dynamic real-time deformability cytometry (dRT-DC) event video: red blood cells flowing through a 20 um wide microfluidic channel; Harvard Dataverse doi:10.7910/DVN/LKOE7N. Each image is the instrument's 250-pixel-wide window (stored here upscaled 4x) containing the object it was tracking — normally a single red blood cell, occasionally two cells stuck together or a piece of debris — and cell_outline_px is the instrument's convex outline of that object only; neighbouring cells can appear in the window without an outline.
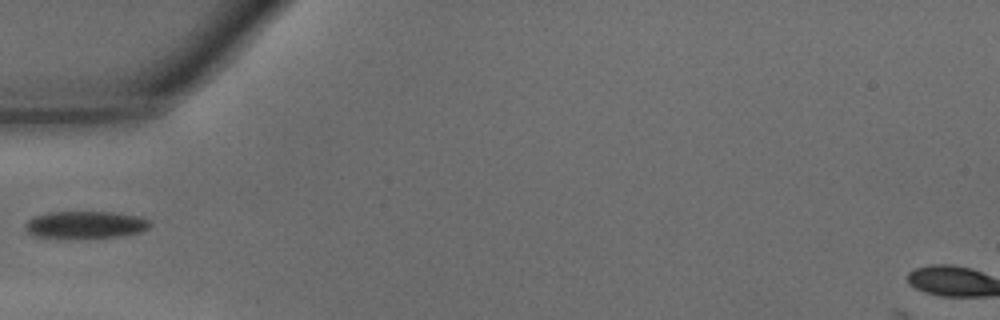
{"species": "common noctule bat (a hibernating species)", "species_latin": "Nyctalus noctula", "temperature_condition": "warm", "stored_images_in_passage": 29, "camera_frame_rate_fps": 3000, "um_per_image_px": 0.085, "animal": {"sex": "male", "body_mass_g": 15.6}, "frame": {"image": 1, "passage_image": 1, "time_ms": 0.0, "image_size_px": [1000, 320], "cell_outline_px": [[152, 224], [148, 228], [140, 232], [120, 236], [40, 236], [32, 232], [24, 224], [28, 220], [36, 216], [48, 212], [112, 212], [136, 216], [148, 220]], "centroid_in_image_um": [7.34, 19.06], "position_along_channel_um": 77.7, "area_um2": 18.73}}
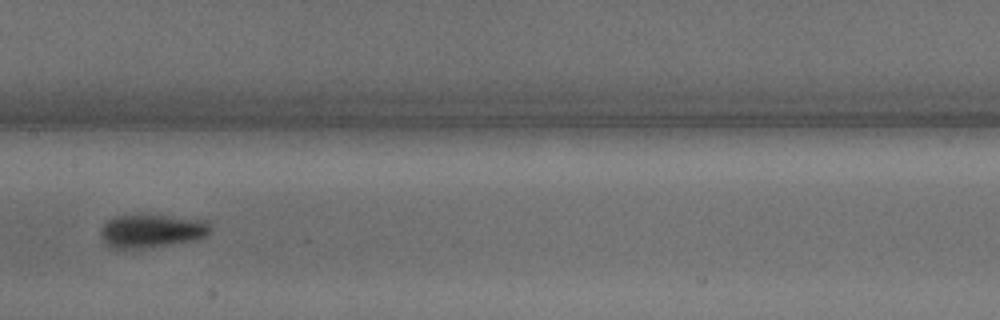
{"frame": {"image": 2, "passage_image": 9, "time_ms": 2.667, "image_size_px": [1000, 320], "cell_outline_px": [[212, 232], [208, 236], [192, 240], [172, 244], [144, 248], [112, 248], [104, 240], [100, 232], [104, 224], [108, 220], [116, 216], [164, 216], [204, 220], [212, 228]], "centroid_in_image_um": [12.93, 19.64], "position_along_channel_um": 194.5, "area_um2": 20.81}}
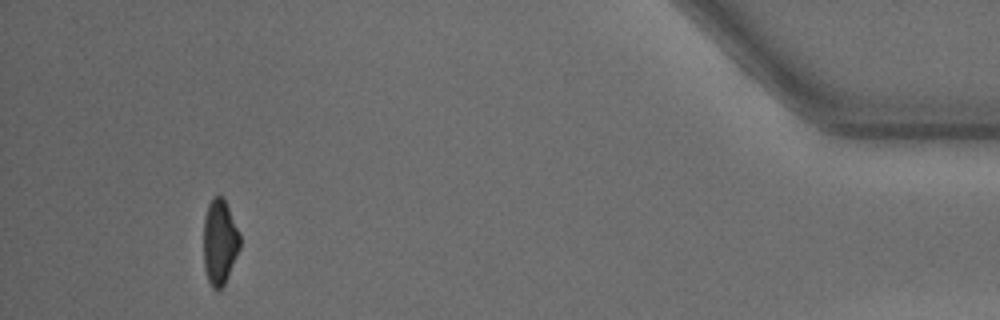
{"frame": {"image": 3, "passage_image": 29, "time_ms": 9.333, "image_size_px": [1000, 320], "cell_outline_px": [[240, 248], [228, 276], [224, 284], [220, 288], [212, 288], [208, 280], [204, 268], [204, 216], [208, 204], [216, 196], [224, 196], [240, 232]], "centroid_in_image_um": [18.68, 20.53], "position_along_channel_um": 416.5, "area_um2": 18.15}}